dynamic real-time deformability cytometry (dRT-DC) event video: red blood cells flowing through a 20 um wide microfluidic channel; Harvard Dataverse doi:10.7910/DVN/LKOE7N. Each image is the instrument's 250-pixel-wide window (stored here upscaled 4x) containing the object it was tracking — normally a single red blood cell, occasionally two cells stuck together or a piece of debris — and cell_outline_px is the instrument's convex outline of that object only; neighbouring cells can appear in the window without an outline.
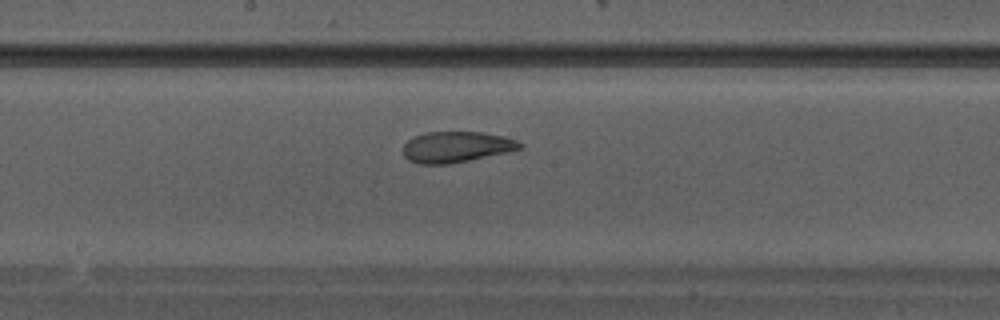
{"species": "Egyptian fruit bat (a non-hibernating species)", "species_latin": "Rousettus aegyptiacus", "temperature_condition": "warm", "stored_images_in_passage": 25, "camera_frame_rate_fps": 3000, "um_per_image_px": 0.085, "animal": {"sex": "male"}, "frame": {"image": 1, "passage_image": 9, "time_ms": 2.667, "image_size_px": [1000, 320], "cell_outline_px": [[524, 148], [468, 160], [448, 164], [420, 164], [408, 160], [404, 156], [404, 144], [408, 140], [416, 136], [428, 132], [484, 132], [504, 136], [516, 140], [524, 144]], "centroid_in_image_um": [38.8, 12.48], "position_along_channel_um": 209.4, "area_um2": 20.87}}
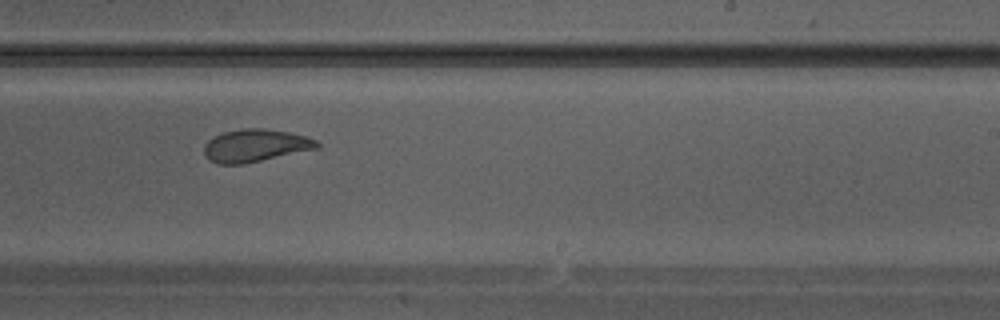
{"frame": {"image": 2, "passage_image": 12, "time_ms": 3.667, "image_size_px": [1000, 320], "cell_outline_px": [[320, 148], [244, 164], [216, 164], [208, 160], [204, 156], [204, 144], [208, 140], [224, 132], [244, 128], [264, 128], [288, 132], [308, 136], [316, 140], [320, 144]], "centroid_in_image_um": [21.71, 12.38], "position_along_channel_um": 267.3, "area_um2": 21.68}}